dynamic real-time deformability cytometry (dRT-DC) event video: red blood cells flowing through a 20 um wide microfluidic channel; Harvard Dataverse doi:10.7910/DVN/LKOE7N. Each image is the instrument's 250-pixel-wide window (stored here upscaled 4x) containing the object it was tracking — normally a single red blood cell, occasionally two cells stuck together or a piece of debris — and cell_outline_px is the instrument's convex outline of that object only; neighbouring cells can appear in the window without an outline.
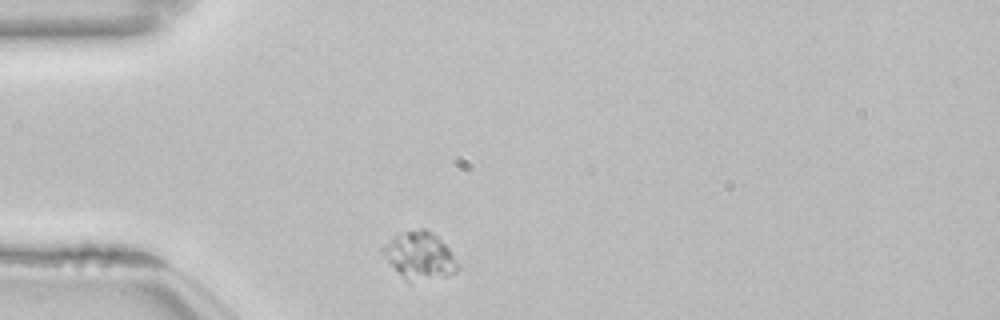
{"species": "common noctule bat (a hibernating species)", "species_latin": "Nyctalus noctula", "temperature_condition": "room temperature", "stored_images_in_passage": 42, "camera_frame_rate_fps": 3000, "um_per_image_px": 0.085, "animal": {"sex": "female", "body_mass_g": 22.7, "forearm_length_mm": 54.2}, "frame": {"image": 1, "passage_image": 1, "time_ms": 0.0, "image_size_px": [1000, 320], "cell_outline_px": [[460, 268], [456, 272], [448, 276], [408, 280], [380, 252], [380, 248], [400, 232], [420, 228], [424, 228], [432, 232], [448, 248]], "centroid_in_image_um": [35.68, 21.68], "position_along_channel_um": 49.3, "area_um2": 19.88}}
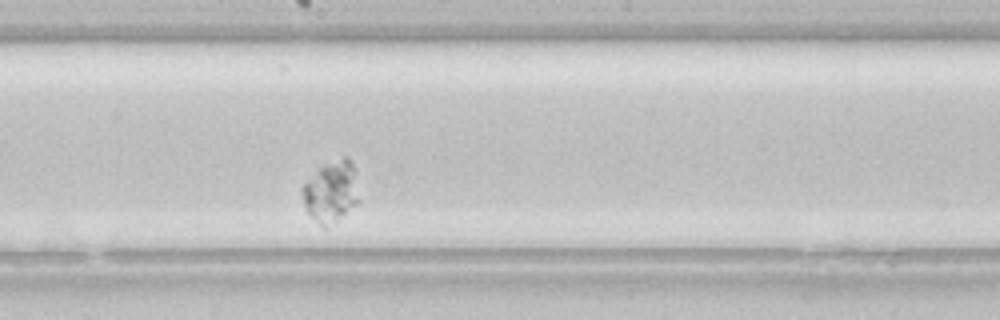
{"frame": {"image": 2, "passage_image": 17, "time_ms": 5.333, "image_size_px": [1000, 320], "cell_outline_px": [[360, 200], [356, 204], [336, 220], [324, 228], [304, 208], [300, 188], [324, 164], [344, 156], [348, 156], [352, 160]], "centroid_in_image_um": [28.14, 16.25], "position_along_channel_um": 220.1, "area_um2": 20.0}}
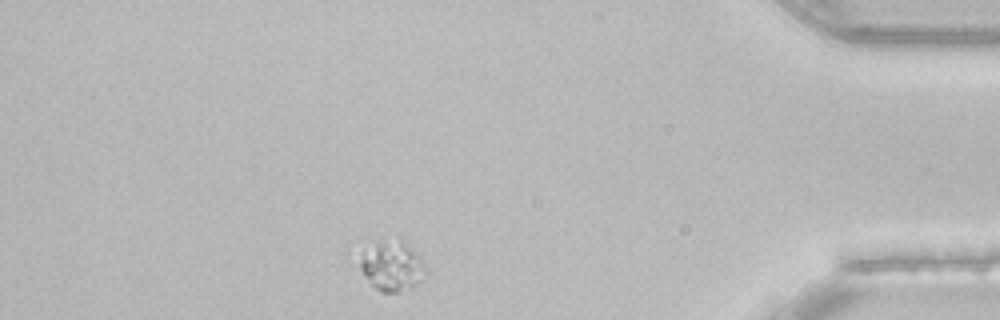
{"frame": {"image": 3, "passage_image": 36, "time_ms": 11.667, "image_size_px": [1000, 320], "cell_outline_px": [[428, 272], [412, 288], [396, 292], [380, 292], [364, 276], [344, 252], [344, 248], [376, 240], [400, 236], [420, 256]], "centroid_in_image_um": [33.0, 22.43], "position_along_channel_um": 402.2, "area_um2": 22.14}, "authors_computed_cell_mechanics": {"area_um2": 19.4208, "velocity_mm_per_s": 3.5348, "shape_relaxation_time_tau1_ms": 4.0585, "shape_relaxation_time_tau2_ms": null, "deformation_change_tau1": 0.0715, "deformation_change_tau2": null}}